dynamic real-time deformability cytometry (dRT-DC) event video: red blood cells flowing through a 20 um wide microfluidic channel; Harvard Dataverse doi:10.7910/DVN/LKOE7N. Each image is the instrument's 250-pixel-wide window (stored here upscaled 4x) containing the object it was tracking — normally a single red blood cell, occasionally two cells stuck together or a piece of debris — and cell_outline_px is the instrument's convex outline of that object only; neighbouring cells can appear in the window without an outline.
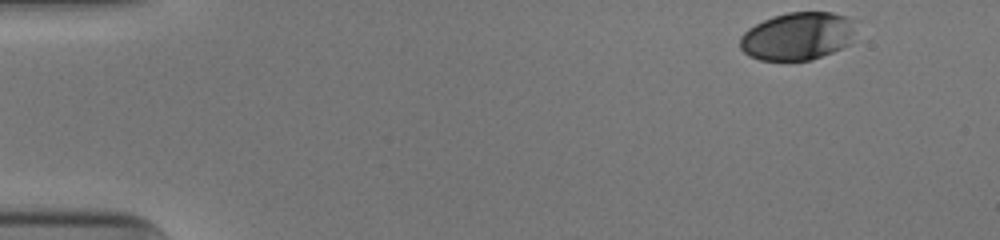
{"species": "human", "species_latin": "Homo sapiens", "temperature_condition": "cold", "stored_images_in_passage": 41, "camera_frame_rate_fps": 3000, "um_per_image_px": 0.085, "donor": {"sex": "male"}, "frame": {"image": 1, "passage_image": 1, "time_ms": 0.0, "image_size_px": [1000, 240], "cell_outline_px": [[852, 32], [848, 44], [832, 52], [812, 60], [760, 60], [748, 56], [740, 48], [740, 36], [748, 28], [772, 16], [788, 12], [832, 12], [844, 16], [852, 20]], "centroid_in_image_um": [67.72, 3.08], "position_along_channel_um": 17.3, "area_um2": 31.96}}
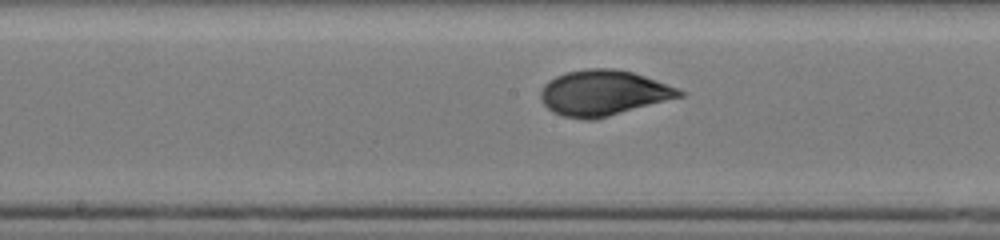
{"frame": {"image": 2, "passage_image": 24, "time_ms": 7.667, "image_size_px": [1000, 240], "cell_outline_px": [[684, 96], [608, 116], [592, 120], [584, 120], [560, 116], [552, 112], [540, 100], [540, 92], [544, 84], [548, 80], [564, 72], [584, 68], [616, 68], [632, 72], [656, 80], [676, 88], [684, 92]], "centroid_in_image_um": [51.23, 7.89], "position_along_channel_um": 197.0, "area_um2": 36.88}}
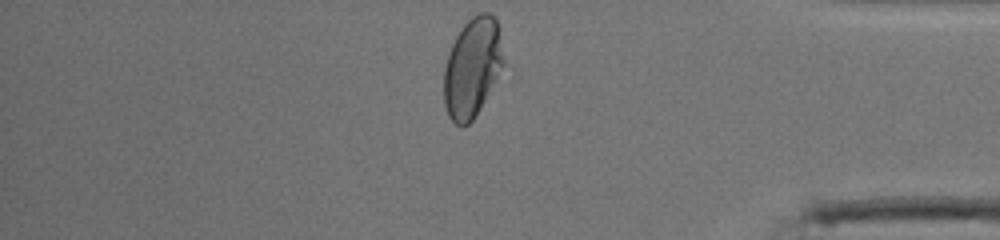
{"frame": {"image": 3, "passage_image": 41, "time_ms": 13.333, "image_size_px": [1000, 240], "cell_outline_px": [[504, 64], [496, 80], [472, 120], [468, 124], [460, 128], [448, 116], [444, 104], [444, 64], [448, 52], [460, 28], [472, 16], [480, 12], [488, 12], [496, 20], [504, 60]], "centroid_in_image_um": [40.11, 5.74], "position_along_channel_um": 395.1, "area_um2": 34.28}, "authors_computed_cell_mechanics": {"area_um2": 35.3736, "velocity_mm_per_s": 3.9246, "shape_relaxation_time_tau1_ms": 4.4763, "shape_relaxation_time_tau2_ms": null, "deformation_change_tau1": 0.1679, "deformation_change_tau2": null}}